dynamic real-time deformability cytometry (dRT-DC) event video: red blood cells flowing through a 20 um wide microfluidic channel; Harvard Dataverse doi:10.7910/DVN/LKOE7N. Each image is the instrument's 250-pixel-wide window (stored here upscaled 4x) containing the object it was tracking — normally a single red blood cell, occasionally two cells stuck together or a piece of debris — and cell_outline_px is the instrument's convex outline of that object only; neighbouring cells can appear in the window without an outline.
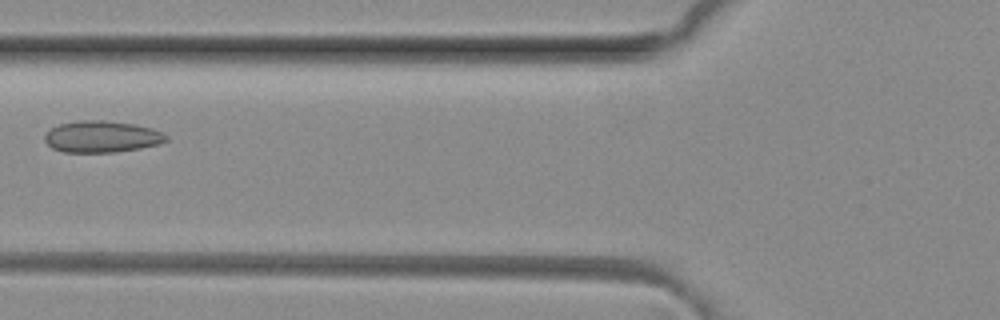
{"species": "common noctule bat (a hibernating species)", "species_latin": "Nyctalus noctula", "temperature_condition": "room temperature", "stored_images_in_passage": 6, "camera_frame_rate_fps": 3000, "um_per_image_px": 0.085, "animal": {"sex": "female", "body_mass_g": 29.2, "forearm_length_mm": 56.3}, "frame": {"image": 1, "passage_image": 6, "time_ms": 1.667, "image_size_px": [1000, 320], "cell_outline_px": [[168, 140], [156, 144], [140, 148], [116, 152], [64, 152], [52, 148], [44, 140], [44, 136], [52, 128], [60, 124], [76, 120], [104, 120], [136, 124], [152, 128], [168, 136]], "centroid_in_image_um": [8.64, 11.61], "position_along_channel_um": 117.2, "area_um2": 22.31}}